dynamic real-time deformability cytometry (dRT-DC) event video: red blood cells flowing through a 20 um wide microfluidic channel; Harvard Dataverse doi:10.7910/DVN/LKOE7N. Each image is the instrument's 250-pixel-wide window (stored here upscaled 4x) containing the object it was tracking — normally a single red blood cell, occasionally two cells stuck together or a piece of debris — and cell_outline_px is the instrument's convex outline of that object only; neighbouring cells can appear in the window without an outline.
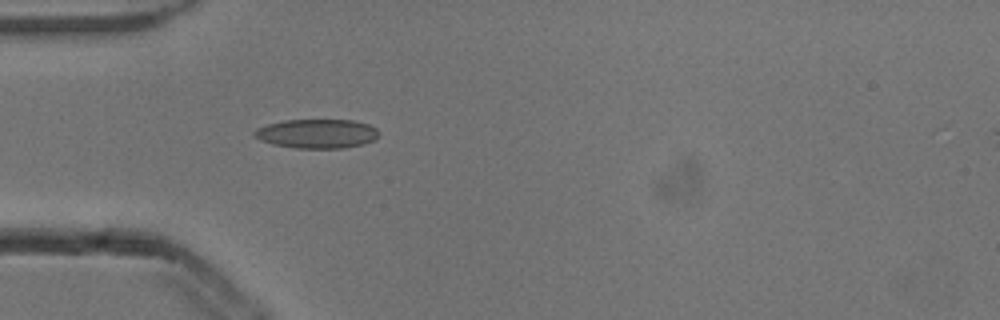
{"species": "common noctule bat (a hibernating species)", "species_latin": "Nyctalus noctula", "temperature_condition": "cold", "stored_images_in_passage": 3, "camera_frame_rate_fps": 3000, "um_per_image_px": 0.085, "animal": {"sex": "male", "body_mass_g": 13.3}, "frame": {"image": 1, "passage_image": 3, "time_ms": 0.667, "image_size_px": [1000, 320], "cell_outline_px": [[380, 132], [376, 140], [364, 144], [344, 148], [296, 148], [272, 144], [260, 140], [252, 136], [252, 132], [256, 128], [268, 124], [284, 120], [352, 120], [368, 124], [376, 128]], "centroid_in_image_um": [26.94, 11.36], "position_along_channel_um": 58.1, "area_um2": 21.39}}